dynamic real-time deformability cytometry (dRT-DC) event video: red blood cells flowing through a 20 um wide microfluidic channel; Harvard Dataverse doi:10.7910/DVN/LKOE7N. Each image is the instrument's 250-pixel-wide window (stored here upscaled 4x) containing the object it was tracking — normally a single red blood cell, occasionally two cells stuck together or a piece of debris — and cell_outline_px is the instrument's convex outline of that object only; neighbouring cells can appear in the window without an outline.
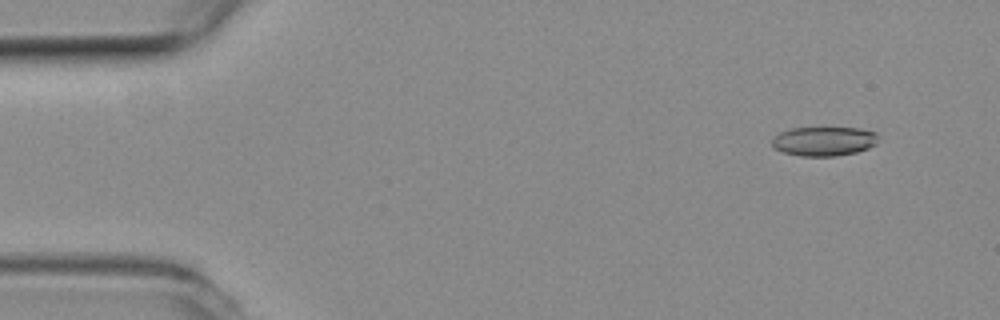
{"species": "common noctule bat (a hibernating species)", "species_latin": "Nyctalus noctula", "temperature_condition": "room temperature", "stored_images_in_passage": 34, "camera_frame_rate_fps": 3000, "um_per_image_px": 0.085, "animal": {"sex": "female", "body_mass_g": 19.3, "forearm_length_mm": 54.1}, "frame": {"image": 1, "passage_image": 2, "time_ms": 0.333, "image_size_px": [1000, 320], "cell_outline_px": [[876, 144], [868, 148], [856, 152], [836, 156], [800, 156], [784, 152], [772, 148], [772, 140], [780, 132], [792, 128], [860, 128], [876, 132]], "centroid_in_image_um": [70.02, 12.01], "position_along_channel_um": 15.0, "area_um2": 18.03}}
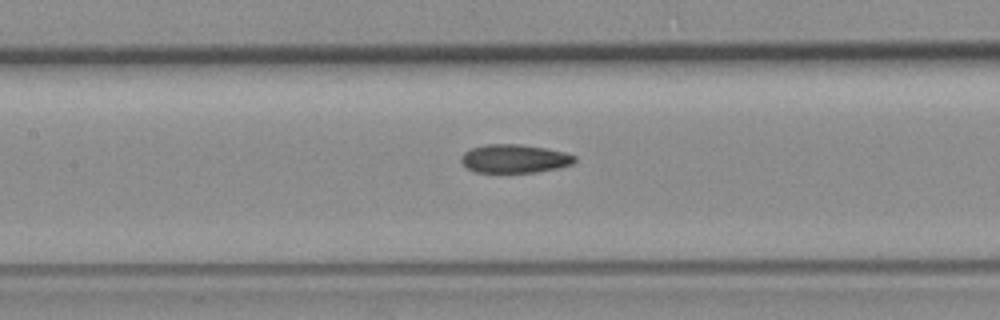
{"frame": {"image": 2, "passage_image": 22, "time_ms": 7.0, "image_size_px": [1000, 320], "cell_outline_px": [[576, 160], [572, 164], [560, 168], [536, 172], [476, 172], [468, 168], [460, 160], [460, 156], [464, 152], [472, 148], [488, 144], [520, 144], [544, 148], [564, 152], [576, 156]], "centroid_in_image_um": [43.74, 13.49], "position_along_channel_um": 163.7, "area_um2": 18.79}}
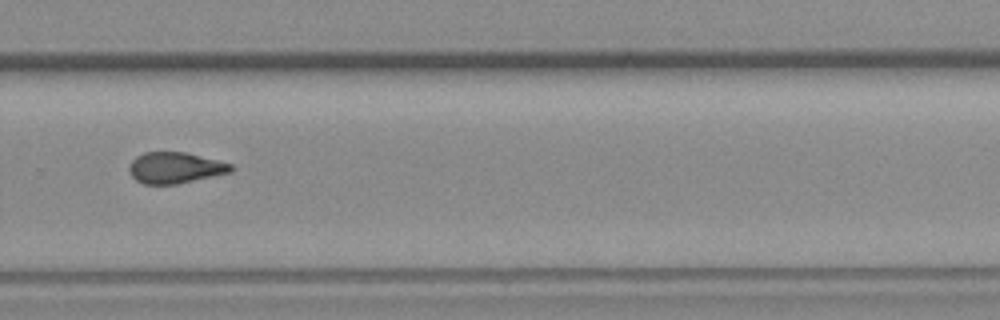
{"frame": {"image": 3, "passage_image": 34, "time_ms": 11.0, "image_size_px": [1000, 320], "cell_outline_px": [[232, 172], [176, 184], [144, 184], [136, 180], [132, 176], [128, 168], [132, 160], [136, 156], [144, 152], [184, 152], [232, 164]], "centroid_in_image_um": [14.86, 14.26], "position_along_channel_um": 314.9, "area_um2": 18.26}}